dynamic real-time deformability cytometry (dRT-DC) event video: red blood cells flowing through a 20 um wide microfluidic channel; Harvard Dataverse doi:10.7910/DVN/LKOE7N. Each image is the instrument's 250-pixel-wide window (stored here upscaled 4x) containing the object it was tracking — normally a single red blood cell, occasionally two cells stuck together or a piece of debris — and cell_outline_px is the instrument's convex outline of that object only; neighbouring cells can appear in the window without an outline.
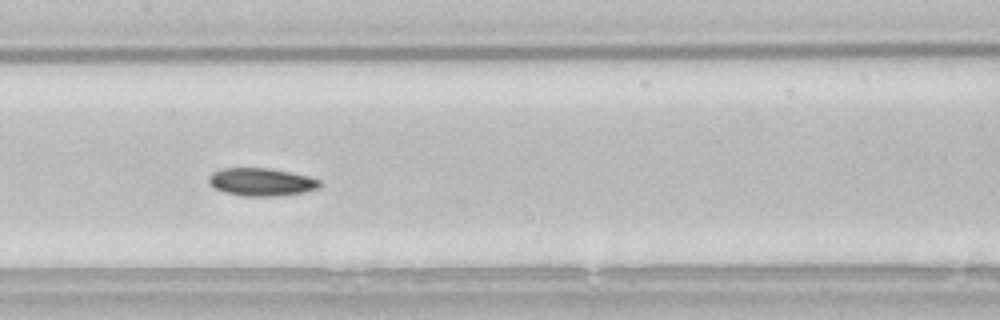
{"species": "common noctule bat (a hibernating species)", "species_latin": "Nyctalus noctula", "temperature_condition": "room temperature", "stored_images_in_passage": 40, "camera_frame_rate_fps": 3000, "um_per_image_px": 0.085, "animal": {"sex": "male", "body_mass_g": 21.5, "forearm_length_mm": 52.0}, "frame": {"image": 1, "passage_image": 12, "time_ms": 3.667, "image_size_px": [1000, 320], "cell_outline_px": [[320, 188], [304, 192], [280, 196], [240, 196], [224, 192], [208, 184], [208, 176], [212, 172], [224, 168], [268, 168], [308, 176], [320, 180]], "centroid_in_image_um": [22.19, 15.48], "position_along_channel_um": 185.2, "area_um2": 18.09}}